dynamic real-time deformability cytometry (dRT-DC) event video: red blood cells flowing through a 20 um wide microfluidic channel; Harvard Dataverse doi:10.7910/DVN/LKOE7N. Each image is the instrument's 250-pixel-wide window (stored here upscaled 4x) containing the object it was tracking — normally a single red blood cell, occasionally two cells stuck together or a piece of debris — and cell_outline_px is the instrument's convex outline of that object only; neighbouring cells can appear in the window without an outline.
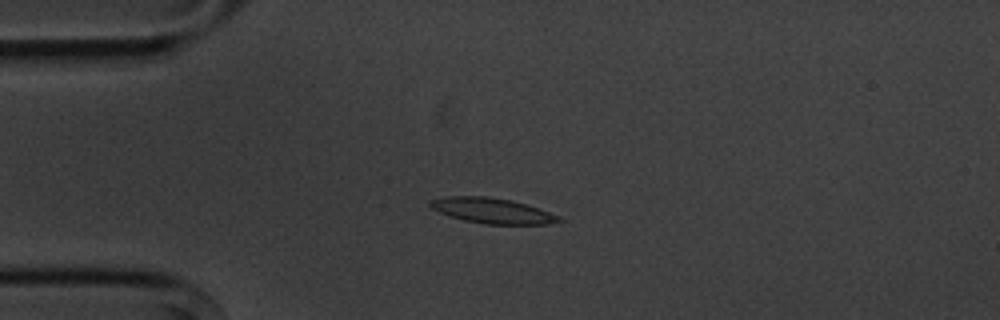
{"species": "common noctule bat (a hibernating species)", "species_latin": "Nyctalus noctula", "temperature_condition": "cold", "stored_images_in_passage": 7, "camera_frame_rate_fps": 3000, "um_per_image_px": 0.085, "animal": {"sex": "male", "body_mass_g": 20.1, "forearm_length_mm": 53.5}, "frame": {"image": 1, "passage_image": 4, "time_ms": 3.333, "image_size_px": [1000, 320], "cell_outline_px": [[564, 220], [548, 224], [484, 224], [464, 220], [440, 212], [432, 208], [428, 204], [428, 200], [448, 196], [488, 196], [512, 200], [560, 216]], "centroid_in_image_um": [41.82, 17.9], "position_along_channel_um": 43.2, "area_um2": 18.84}}
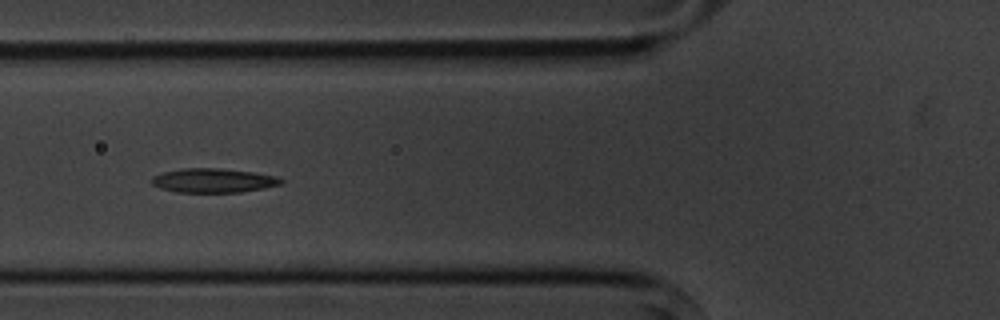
{"frame": {"image": 2, "passage_image": 6, "time_ms": 5.667, "image_size_px": [1000, 320], "cell_outline_px": [[284, 180], [280, 184], [264, 188], [240, 192], [176, 192], [160, 188], [152, 184], [152, 176], [164, 172], [184, 168], [220, 168], [252, 172], [276, 176]], "centroid_in_image_um": [18.12, 15.34], "position_along_channel_um": 107.7, "area_um2": 18.09}}
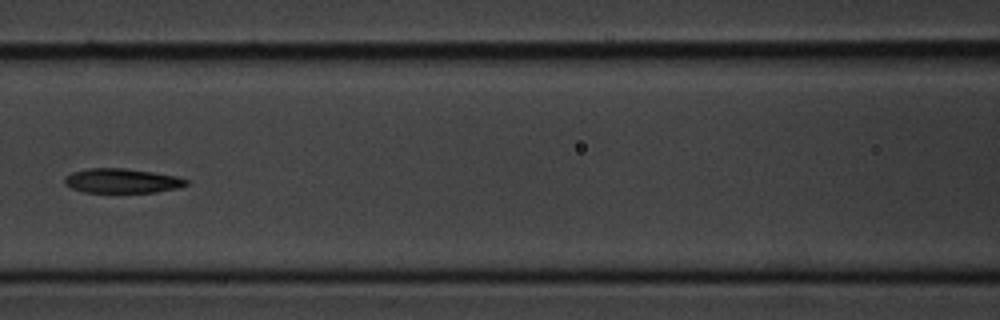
{"frame": {"image": 3, "passage_image": 7, "time_ms": 7.0, "image_size_px": [1000, 320], "cell_outline_px": [[188, 184], [180, 188], [156, 192], [84, 192], [72, 188], [64, 184], [64, 176], [72, 172], [88, 168], [124, 168], [152, 172], [176, 176], [188, 180]], "centroid_in_image_um": [10.36, 15.37], "position_along_channel_um": 156.2, "area_um2": 17.4}}